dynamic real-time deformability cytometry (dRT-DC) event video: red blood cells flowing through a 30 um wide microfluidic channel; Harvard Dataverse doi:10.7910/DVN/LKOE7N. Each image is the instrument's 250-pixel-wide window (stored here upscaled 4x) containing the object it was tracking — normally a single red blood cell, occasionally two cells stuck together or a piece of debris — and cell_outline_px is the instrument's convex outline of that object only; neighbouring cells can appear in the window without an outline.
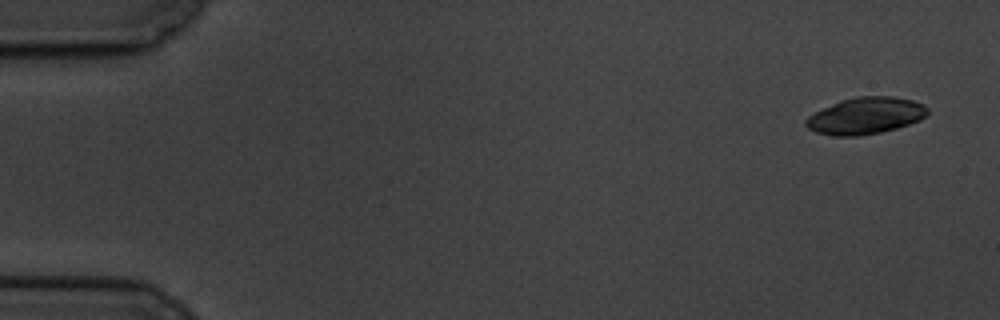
{"species": "common noctule bat (a hibernating species)", "species_latin": "Nyctalus noctula", "temperature_condition": "cold", "stored_images_in_passage": 5, "camera_frame_rate_fps": 3000, "um_per_image_px": 0.085, "animal": {"sex": "male", "body_mass_g": 19.5, "forearm_length_mm": 54.6}, "frame": {"image": 1, "passage_image": 1, "time_ms": 0.0, "image_size_px": [1000, 320], "cell_outline_px": [[928, 116], [920, 120], [896, 128], [880, 132], [856, 136], [832, 136], [816, 132], [808, 128], [804, 124], [804, 120], [808, 116], [840, 100], [856, 96], [892, 96], [912, 100], [924, 104], [928, 108]], "centroid_in_image_um": [73.58, 9.83], "position_along_channel_um": 11.4, "area_um2": 26.07}}
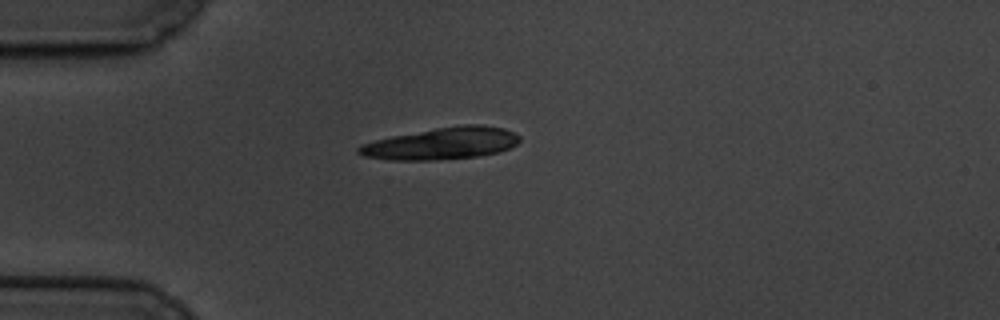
{"frame": {"image": 2, "passage_image": 5, "time_ms": 4.333, "image_size_px": [1000, 320], "cell_outline_px": [[520, 140], [516, 144], [500, 152], [480, 156], [432, 160], [388, 160], [364, 156], [356, 152], [356, 148], [360, 144], [392, 136], [436, 128], [464, 124], [480, 124], [504, 128], [520, 136]], "centroid_in_image_um": [37.54, 12.2], "position_along_channel_um": 47.5, "area_um2": 29.94}}